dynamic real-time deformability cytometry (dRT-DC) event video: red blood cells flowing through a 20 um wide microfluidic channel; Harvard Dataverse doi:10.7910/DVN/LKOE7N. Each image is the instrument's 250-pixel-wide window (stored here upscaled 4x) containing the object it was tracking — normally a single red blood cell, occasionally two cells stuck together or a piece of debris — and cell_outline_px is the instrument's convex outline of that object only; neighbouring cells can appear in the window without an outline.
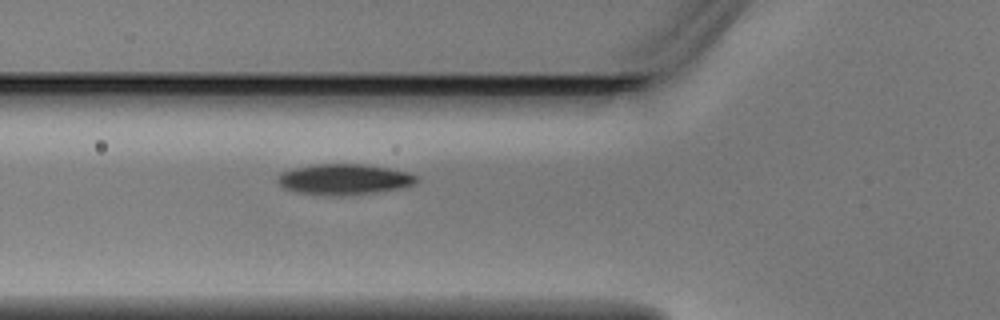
{"species": "Egyptian fruit bat (a non-hibernating species)", "species_latin": "Rousettus aegyptiacus", "temperature_condition": "warm", "stored_images_in_passage": 3, "camera_frame_rate_fps": 3000, "um_per_image_px": 0.085, "animal": {"sex": "male"}, "frame": {"image": 1, "passage_image": 3, "time_ms": 0.667, "image_size_px": [1000, 320], "cell_outline_px": [[420, 180], [412, 184], [400, 188], [376, 192], [344, 196], [324, 196], [292, 192], [280, 188], [276, 180], [280, 172], [312, 164], [364, 164], [388, 168], [408, 172], [416, 176]], "centroid_in_image_um": [29.17, 15.26], "position_along_channel_um": 96.6, "area_um2": 25.32}}